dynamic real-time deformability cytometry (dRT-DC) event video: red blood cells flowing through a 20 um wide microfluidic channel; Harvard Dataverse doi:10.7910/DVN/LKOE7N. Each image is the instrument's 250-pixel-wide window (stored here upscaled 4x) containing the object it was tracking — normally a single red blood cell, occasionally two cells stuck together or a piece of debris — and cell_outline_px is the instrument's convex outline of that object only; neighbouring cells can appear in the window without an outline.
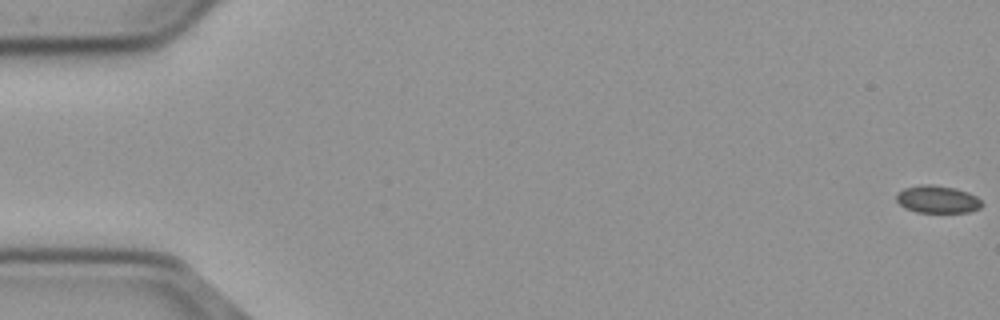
{"species": "common noctule bat (a hibernating species)", "species_latin": "Nyctalus noctula", "temperature_condition": "cold", "stored_images_in_passage": 7, "camera_frame_rate_fps": 3000, "um_per_image_px": 0.085, "animal": {"sex": "male", "body_mass_g": 23.1, "forearm_length_mm": 52.7}, "frame": {"image": 1, "passage_image": 1, "time_ms": 0.0, "image_size_px": [1000, 320], "cell_outline_px": [[984, 204], [980, 208], [968, 212], [916, 212], [904, 208], [896, 200], [896, 192], [904, 188], [920, 184], [932, 184], [956, 188], [968, 192], [976, 196]], "centroid_in_image_um": [79.66, 16.93], "position_along_channel_um": 5.3, "area_um2": 13.87}}